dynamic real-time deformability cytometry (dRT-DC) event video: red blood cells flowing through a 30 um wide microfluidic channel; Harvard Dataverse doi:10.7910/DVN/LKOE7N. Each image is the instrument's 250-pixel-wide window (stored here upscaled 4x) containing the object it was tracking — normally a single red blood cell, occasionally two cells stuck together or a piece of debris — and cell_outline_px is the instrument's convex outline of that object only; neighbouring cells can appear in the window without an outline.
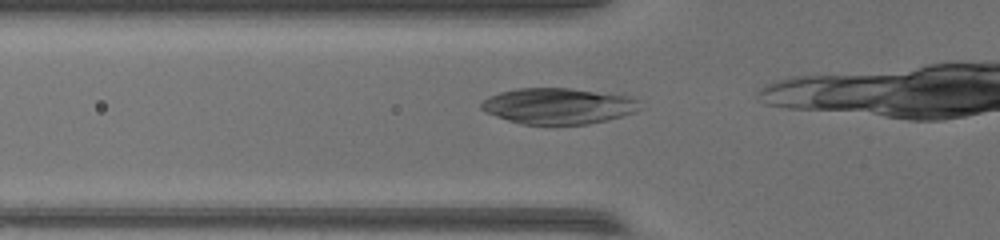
{"species": "common noctule bat (a hibernating species)", "species_latin": "Nyctalus noctula", "temperature_condition": "warm", "stored_images_in_passage": 7, "camera_frame_rate_fps": 3000, "um_per_image_px": 0.085, "animal": {"sex": "female", "body_mass_g": 17.0, "forearm_length_mm": 48.0}, "frame": {"image": 1, "passage_image": 2, "time_ms": 0.333, "image_size_px": [1000, 240], "cell_outline_px": [[640, 108], [636, 112], [608, 120], [588, 124], [520, 124], [484, 112], [480, 108], [480, 104], [488, 96], [500, 92], [516, 88], [568, 88], [628, 96], [640, 100]], "centroid_in_image_um": [47.44, 9.01], "position_along_channel_um": 78.4, "area_um2": 33.29}}
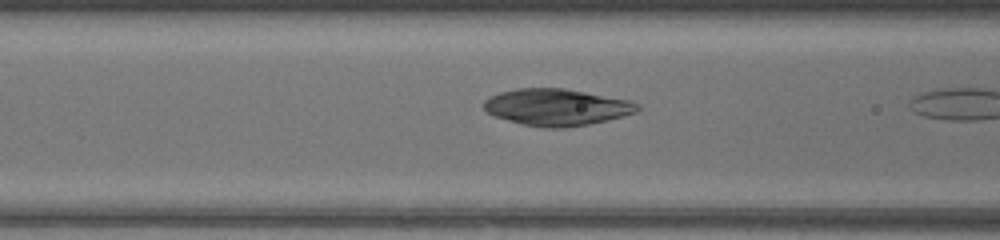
{"frame": {"image": 2, "passage_image": 5, "time_ms": 1.333, "image_size_px": [1000, 240], "cell_outline_px": [[640, 108], [636, 112], [608, 120], [588, 124], [564, 128], [544, 128], [524, 124], [492, 116], [484, 108], [484, 100], [488, 96], [500, 92], [516, 88], [564, 88], [628, 100], [640, 104]], "centroid_in_image_um": [47.29, 9.11], "position_along_channel_um": 119.3, "area_um2": 32.83}}